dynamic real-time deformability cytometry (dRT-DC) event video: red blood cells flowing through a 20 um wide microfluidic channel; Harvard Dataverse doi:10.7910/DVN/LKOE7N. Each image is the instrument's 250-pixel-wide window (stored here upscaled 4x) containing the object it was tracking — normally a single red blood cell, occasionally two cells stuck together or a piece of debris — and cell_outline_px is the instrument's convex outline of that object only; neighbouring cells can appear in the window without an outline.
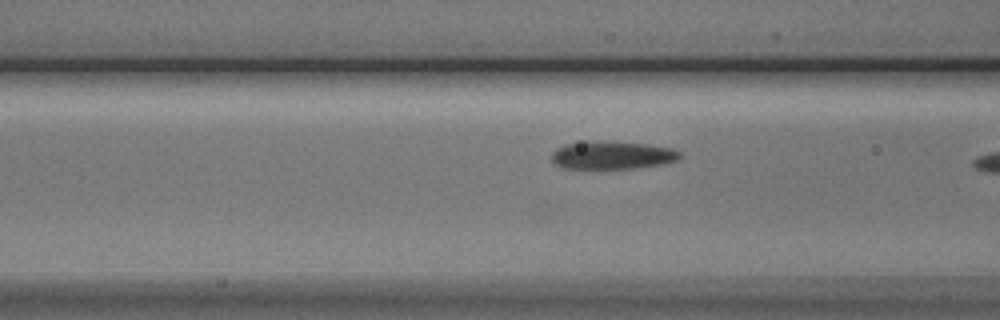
{"species": "Egyptian fruit bat (a non-hibernating species)", "species_latin": "Rousettus aegyptiacus", "temperature_condition": "cold", "stored_images_in_passage": 8, "camera_frame_rate_fps": 3000, "um_per_image_px": 0.085, "animal": {"sex": "male"}, "frame": {"image": 1, "passage_image": 7, "time_ms": 2.0, "image_size_px": [1000, 320], "cell_outline_px": [[680, 156], [676, 160], [660, 164], [632, 168], [560, 168], [552, 160], [552, 152], [556, 148], [564, 144], [588, 140], [648, 144], [672, 148], [680, 152]], "centroid_in_image_um": [51.98, 13.17], "position_along_channel_um": 114.6, "area_um2": 20.81}}